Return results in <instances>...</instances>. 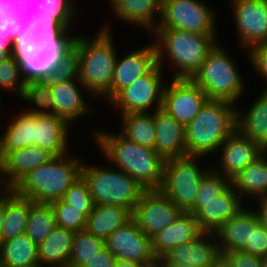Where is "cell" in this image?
Listing matches in <instances>:
<instances>
[{"label": "cell", "mask_w": 267, "mask_h": 267, "mask_svg": "<svg viewBox=\"0 0 267 267\" xmlns=\"http://www.w3.org/2000/svg\"><path fill=\"white\" fill-rule=\"evenodd\" d=\"M110 33L106 25L91 40L70 35L57 46V55L96 97L109 91L114 76L117 53Z\"/></svg>", "instance_id": "cell-1"}, {"label": "cell", "mask_w": 267, "mask_h": 267, "mask_svg": "<svg viewBox=\"0 0 267 267\" xmlns=\"http://www.w3.org/2000/svg\"><path fill=\"white\" fill-rule=\"evenodd\" d=\"M94 140L108 159L146 190L159 189L163 178L164 160L151 148L140 146L107 131H96Z\"/></svg>", "instance_id": "cell-2"}, {"label": "cell", "mask_w": 267, "mask_h": 267, "mask_svg": "<svg viewBox=\"0 0 267 267\" xmlns=\"http://www.w3.org/2000/svg\"><path fill=\"white\" fill-rule=\"evenodd\" d=\"M234 105L224 100H208L203 105L185 127L186 156L203 158L217 152L237 129V109Z\"/></svg>", "instance_id": "cell-3"}, {"label": "cell", "mask_w": 267, "mask_h": 267, "mask_svg": "<svg viewBox=\"0 0 267 267\" xmlns=\"http://www.w3.org/2000/svg\"><path fill=\"white\" fill-rule=\"evenodd\" d=\"M154 41L157 63L163 69V55L176 70L175 79H191L215 46L217 34H198L188 30L156 29ZM166 54V55H165Z\"/></svg>", "instance_id": "cell-4"}, {"label": "cell", "mask_w": 267, "mask_h": 267, "mask_svg": "<svg viewBox=\"0 0 267 267\" xmlns=\"http://www.w3.org/2000/svg\"><path fill=\"white\" fill-rule=\"evenodd\" d=\"M68 155L55 156L48 163L36 167L12 189L34 203L50 204L60 200L82 172L81 159Z\"/></svg>", "instance_id": "cell-5"}, {"label": "cell", "mask_w": 267, "mask_h": 267, "mask_svg": "<svg viewBox=\"0 0 267 267\" xmlns=\"http://www.w3.org/2000/svg\"><path fill=\"white\" fill-rule=\"evenodd\" d=\"M224 47L215 44L208 52L199 70L191 78L209 100L236 103L245 88L244 79Z\"/></svg>", "instance_id": "cell-6"}, {"label": "cell", "mask_w": 267, "mask_h": 267, "mask_svg": "<svg viewBox=\"0 0 267 267\" xmlns=\"http://www.w3.org/2000/svg\"><path fill=\"white\" fill-rule=\"evenodd\" d=\"M81 176L87 182L95 205H120L132 213L141 194L146 190L118 168L106 169L84 163Z\"/></svg>", "instance_id": "cell-7"}, {"label": "cell", "mask_w": 267, "mask_h": 267, "mask_svg": "<svg viewBox=\"0 0 267 267\" xmlns=\"http://www.w3.org/2000/svg\"><path fill=\"white\" fill-rule=\"evenodd\" d=\"M201 157L186 156L164 162L163 178L159 190L182 212H188L196 201L203 176L210 170L198 164Z\"/></svg>", "instance_id": "cell-8"}, {"label": "cell", "mask_w": 267, "mask_h": 267, "mask_svg": "<svg viewBox=\"0 0 267 267\" xmlns=\"http://www.w3.org/2000/svg\"><path fill=\"white\" fill-rule=\"evenodd\" d=\"M80 86L85 88L65 62L57 54L50 56V91L54 114L69 124L92 110L84 100Z\"/></svg>", "instance_id": "cell-9"}, {"label": "cell", "mask_w": 267, "mask_h": 267, "mask_svg": "<svg viewBox=\"0 0 267 267\" xmlns=\"http://www.w3.org/2000/svg\"><path fill=\"white\" fill-rule=\"evenodd\" d=\"M211 10L208 4L200 0H162L161 18L157 29L217 34L215 13Z\"/></svg>", "instance_id": "cell-10"}, {"label": "cell", "mask_w": 267, "mask_h": 267, "mask_svg": "<svg viewBox=\"0 0 267 267\" xmlns=\"http://www.w3.org/2000/svg\"><path fill=\"white\" fill-rule=\"evenodd\" d=\"M162 70L164 69L157 63L147 74L121 90L110 103L120 109L121 115L150 113L153 106L155 110L161 108L165 88Z\"/></svg>", "instance_id": "cell-11"}, {"label": "cell", "mask_w": 267, "mask_h": 267, "mask_svg": "<svg viewBox=\"0 0 267 267\" xmlns=\"http://www.w3.org/2000/svg\"><path fill=\"white\" fill-rule=\"evenodd\" d=\"M5 27L42 56L57 54V45L31 19L24 0H0V29Z\"/></svg>", "instance_id": "cell-12"}, {"label": "cell", "mask_w": 267, "mask_h": 267, "mask_svg": "<svg viewBox=\"0 0 267 267\" xmlns=\"http://www.w3.org/2000/svg\"><path fill=\"white\" fill-rule=\"evenodd\" d=\"M24 6L35 24L57 46L69 37L68 29L76 13L72 0H24Z\"/></svg>", "instance_id": "cell-13"}, {"label": "cell", "mask_w": 267, "mask_h": 267, "mask_svg": "<svg viewBox=\"0 0 267 267\" xmlns=\"http://www.w3.org/2000/svg\"><path fill=\"white\" fill-rule=\"evenodd\" d=\"M182 211L159 189L145 190L137 202L132 218L150 238L171 225Z\"/></svg>", "instance_id": "cell-14"}, {"label": "cell", "mask_w": 267, "mask_h": 267, "mask_svg": "<svg viewBox=\"0 0 267 267\" xmlns=\"http://www.w3.org/2000/svg\"><path fill=\"white\" fill-rule=\"evenodd\" d=\"M206 93L192 79H172L163 91L162 109L186 127L208 101Z\"/></svg>", "instance_id": "cell-15"}, {"label": "cell", "mask_w": 267, "mask_h": 267, "mask_svg": "<svg viewBox=\"0 0 267 267\" xmlns=\"http://www.w3.org/2000/svg\"><path fill=\"white\" fill-rule=\"evenodd\" d=\"M239 44L248 49L267 43V0H231Z\"/></svg>", "instance_id": "cell-16"}, {"label": "cell", "mask_w": 267, "mask_h": 267, "mask_svg": "<svg viewBox=\"0 0 267 267\" xmlns=\"http://www.w3.org/2000/svg\"><path fill=\"white\" fill-rule=\"evenodd\" d=\"M105 246L116 260L126 259L145 264L155 258L151 238L138 227L133 218L109 235Z\"/></svg>", "instance_id": "cell-17"}, {"label": "cell", "mask_w": 267, "mask_h": 267, "mask_svg": "<svg viewBox=\"0 0 267 267\" xmlns=\"http://www.w3.org/2000/svg\"><path fill=\"white\" fill-rule=\"evenodd\" d=\"M242 200L230 185L210 202H195L188 212L195 215L202 232L215 233L225 222L236 216L245 207L246 204Z\"/></svg>", "instance_id": "cell-18"}, {"label": "cell", "mask_w": 267, "mask_h": 267, "mask_svg": "<svg viewBox=\"0 0 267 267\" xmlns=\"http://www.w3.org/2000/svg\"><path fill=\"white\" fill-rule=\"evenodd\" d=\"M156 64L157 56L153 43L141 49H135L122 59L117 56L111 88L104 98L110 102L121 90L147 74Z\"/></svg>", "instance_id": "cell-19"}, {"label": "cell", "mask_w": 267, "mask_h": 267, "mask_svg": "<svg viewBox=\"0 0 267 267\" xmlns=\"http://www.w3.org/2000/svg\"><path fill=\"white\" fill-rule=\"evenodd\" d=\"M217 152L222 153L221 168L211 167L216 172L232 180L256 160L264 150L254 141L243 136L237 129L220 145ZM219 170V171H218Z\"/></svg>", "instance_id": "cell-20"}, {"label": "cell", "mask_w": 267, "mask_h": 267, "mask_svg": "<svg viewBox=\"0 0 267 267\" xmlns=\"http://www.w3.org/2000/svg\"><path fill=\"white\" fill-rule=\"evenodd\" d=\"M215 240L214 233L202 232L194 240L173 247L162 258L165 262L183 263L195 267H214L221 259Z\"/></svg>", "instance_id": "cell-21"}, {"label": "cell", "mask_w": 267, "mask_h": 267, "mask_svg": "<svg viewBox=\"0 0 267 267\" xmlns=\"http://www.w3.org/2000/svg\"><path fill=\"white\" fill-rule=\"evenodd\" d=\"M154 150L164 160L186 157L185 127L162 108L153 112Z\"/></svg>", "instance_id": "cell-22"}, {"label": "cell", "mask_w": 267, "mask_h": 267, "mask_svg": "<svg viewBox=\"0 0 267 267\" xmlns=\"http://www.w3.org/2000/svg\"><path fill=\"white\" fill-rule=\"evenodd\" d=\"M21 99L37 106V109H26L25 112L33 115L54 114V102L50 91V56H42L38 60L35 69L26 79Z\"/></svg>", "instance_id": "cell-23"}, {"label": "cell", "mask_w": 267, "mask_h": 267, "mask_svg": "<svg viewBox=\"0 0 267 267\" xmlns=\"http://www.w3.org/2000/svg\"><path fill=\"white\" fill-rule=\"evenodd\" d=\"M54 157L48 150L38 146L8 152L3 157L2 182L4 186L6 189H12L30 171L48 163Z\"/></svg>", "instance_id": "cell-24"}, {"label": "cell", "mask_w": 267, "mask_h": 267, "mask_svg": "<svg viewBox=\"0 0 267 267\" xmlns=\"http://www.w3.org/2000/svg\"><path fill=\"white\" fill-rule=\"evenodd\" d=\"M258 222L254 210L247 207H244L236 216L225 222L214 233L220 255L241 251L245 245H250L251 228Z\"/></svg>", "instance_id": "cell-25"}, {"label": "cell", "mask_w": 267, "mask_h": 267, "mask_svg": "<svg viewBox=\"0 0 267 267\" xmlns=\"http://www.w3.org/2000/svg\"><path fill=\"white\" fill-rule=\"evenodd\" d=\"M201 233L195 215L182 212L171 225L151 238L153 254L162 258L173 247L192 241Z\"/></svg>", "instance_id": "cell-26"}, {"label": "cell", "mask_w": 267, "mask_h": 267, "mask_svg": "<svg viewBox=\"0 0 267 267\" xmlns=\"http://www.w3.org/2000/svg\"><path fill=\"white\" fill-rule=\"evenodd\" d=\"M71 124L52 115H35V146L48 150L54 156L69 154L68 132Z\"/></svg>", "instance_id": "cell-27"}, {"label": "cell", "mask_w": 267, "mask_h": 267, "mask_svg": "<svg viewBox=\"0 0 267 267\" xmlns=\"http://www.w3.org/2000/svg\"><path fill=\"white\" fill-rule=\"evenodd\" d=\"M113 14L118 19L141 26L144 30L154 32L160 21L155 20L156 15L161 18L162 0H109ZM157 12V14H156ZM156 23V24H155Z\"/></svg>", "instance_id": "cell-28"}, {"label": "cell", "mask_w": 267, "mask_h": 267, "mask_svg": "<svg viewBox=\"0 0 267 267\" xmlns=\"http://www.w3.org/2000/svg\"><path fill=\"white\" fill-rule=\"evenodd\" d=\"M42 57L33 48H23L19 53L0 63V88L14 90L21 97L28 75ZM1 100V99H0Z\"/></svg>", "instance_id": "cell-29"}, {"label": "cell", "mask_w": 267, "mask_h": 267, "mask_svg": "<svg viewBox=\"0 0 267 267\" xmlns=\"http://www.w3.org/2000/svg\"><path fill=\"white\" fill-rule=\"evenodd\" d=\"M255 102L243 113L236 114L237 130L267 151V90L263 89Z\"/></svg>", "instance_id": "cell-30"}, {"label": "cell", "mask_w": 267, "mask_h": 267, "mask_svg": "<svg viewBox=\"0 0 267 267\" xmlns=\"http://www.w3.org/2000/svg\"><path fill=\"white\" fill-rule=\"evenodd\" d=\"M73 236V231L57 226L37 245L39 265L41 267H68Z\"/></svg>", "instance_id": "cell-31"}, {"label": "cell", "mask_w": 267, "mask_h": 267, "mask_svg": "<svg viewBox=\"0 0 267 267\" xmlns=\"http://www.w3.org/2000/svg\"><path fill=\"white\" fill-rule=\"evenodd\" d=\"M132 219V212L120 205H95L87 216L85 230L104 241Z\"/></svg>", "instance_id": "cell-32"}, {"label": "cell", "mask_w": 267, "mask_h": 267, "mask_svg": "<svg viewBox=\"0 0 267 267\" xmlns=\"http://www.w3.org/2000/svg\"><path fill=\"white\" fill-rule=\"evenodd\" d=\"M267 151H264L247 168L240 171L232 180L231 185L239 196L267 197ZM247 196V197H246Z\"/></svg>", "instance_id": "cell-33"}, {"label": "cell", "mask_w": 267, "mask_h": 267, "mask_svg": "<svg viewBox=\"0 0 267 267\" xmlns=\"http://www.w3.org/2000/svg\"><path fill=\"white\" fill-rule=\"evenodd\" d=\"M0 135L1 154L4 157L8 152L35 146V115L20 112L13 117L11 123Z\"/></svg>", "instance_id": "cell-34"}, {"label": "cell", "mask_w": 267, "mask_h": 267, "mask_svg": "<svg viewBox=\"0 0 267 267\" xmlns=\"http://www.w3.org/2000/svg\"><path fill=\"white\" fill-rule=\"evenodd\" d=\"M3 267H35L39 266L37 245L26 233L3 241L0 247Z\"/></svg>", "instance_id": "cell-35"}, {"label": "cell", "mask_w": 267, "mask_h": 267, "mask_svg": "<svg viewBox=\"0 0 267 267\" xmlns=\"http://www.w3.org/2000/svg\"><path fill=\"white\" fill-rule=\"evenodd\" d=\"M29 216V199L19 196L13 189L5 190V217L2 224L3 240L25 233Z\"/></svg>", "instance_id": "cell-36"}, {"label": "cell", "mask_w": 267, "mask_h": 267, "mask_svg": "<svg viewBox=\"0 0 267 267\" xmlns=\"http://www.w3.org/2000/svg\"><path fill=\"white\" fill-rule=\"evenodd\" d=\"M120 124V134L127 140L154 149L156 131L153 112L124 114Z\"/></svg>", "instance_id": "cell-37"}, {"label": "cell", "mask_w": 267, "mask_h": 267, "mask_svg": "<svg viewBox=\"0 0 267 267\" xmlns=\"http://www.w3.org/2000/svg\"><path fill=\"white\" fill-rule=\"evenodd\" d=\"M57 227L51 204L34 203L29 200V216L26 235L36 244L41 243Z\"/></svg>", "instance_id": "cell-38"}, {"label": "cell", "mask_w": 267, "mask_h": 267, "mask_svg": "<svg viewBox=\"0 0 267 267\" xmlns=\"http://www.w3.org/2000/svg\"><path fill=\"white\" fill-rule=\"evenodd\" d=\"M105 246L103 239L86 230L74 232L68 267H82Z\"/></svg>", "instance_id": "cell-39"}, {"label": "cell", "mask_w": 267, "mask_h": 267, "mask_svg": "<svg viewBox=\"0 0 267 267\" xmlns=\"http://www.w3.org/2000/svg\"><path fill=\"white\" fill-rule=\"evenodd\" d=\"M50 204L55 213L57 226L73 232L85 230L87 217L83 214V209H75L61 199Z\"/></svg>", "instance_id": "cell-40"}, {"label": "cell", "mask_w": 267, "mask_h": 267, "mask_svg": "<svg viewBox=\"0 0 267 267\" xmlns=\"http://www.w3.org/2000/svg\"><path fill=\"white\" fill-rule=\"evenodd\" d=\"M231 185V180L212 168L203 176L195 202H210Z\"/></svg>", "instance_id": "cell-41"}, {"label": "cell", "mask_w": 267, "mask_h": 267, "mask_svg": "<svg viewBox=\"0 0 267 267\" xmlns=\"http://www.w3.org/2000/svg\"><path fill=\"white\" fill-rule=\"evenodd\" d=\"M61 200L75 209H83L86 217L92 212L94 206L87 182L82 176L69 187Z\"/></svg>", "instance_id": "cell-42"}, {"label": "cell", "mask_w": 267, "mask_h": 267, "mask_svg": "<svg viewBox=\"0 0 267 267\" xmlns=\"http://www.w3.org/2000/svg\"><path fill=\"white\" fill-rule=\"evenodd\" d=\"M241 251L261 258L267 257V228L259 222L251 228L250 245H245Z\"/></svg>", "instance_id": "cell-43"}, {"label": "cell", "mask_w": 267, "mask_h": 267, "mask_svg": "<svg viewBox=\"0 0 267 267\" xmlns=\"http://www.w3.org/2000/svg\"><path fill=\"white\" fill-rule=\"evenodd\" d=\"M221 258L229 267H265L264 258L243 251L224 253Z\"/></svg>", "instance_id": "cell-44"}, {"label": "cell", "mask_w": 267, "mask_h": 267, "mask_svg": "<svg viewBox=\"0 0 267 267\" xmlns=\"http://www.w3.org/2000/svg\"><path fill=\"white\" fill-rule=\"evenodd\" d=\"M247 53L254 70L267 81V43L254 46ZM265 83L267 84V82ZM265 90H267V86H265Z\"/></svg>", "instance_id": "cell-45"}, {"label": "cell", "mask_w": 267, "mask_h": 267, "mask_svg": "<svg viewBox=\"0 0 267 267\" xmlns=\"http://www.w3.org/2000/svg\"><path fill=\"white\" fill-rule=\"evenodd\" d=\"M23 48H31L26 46L13 32L12 29L5 27L0 29V49L3 51H13L19 53Z\"/></svg>", "instance_id": "cell-46"}, {"label": "cell", "mask_w": 267, "mask_h": 267, "mask_svg": "<svg viewBox=\"0 0 267 267\" xmlns=\"http://www.w3.org/2000/svg\"><path fill=\"white\" fill-rule=\"evenodd\" d=\"M115 262V256L104 246L82 267H114Z\"/></svg>", "instance_id": "cell-47"}, {"label": "cell", "mask_w": 267, "mask_h": 267, "mask_svg": "<svg viewBox=\"0 0 267 267\" xmlns=\"http://www.w3.org/2000/svg\"><path fill=\"white\" fill-rule=\"evenodd\" d=\"M258 203L259 209L256 210L255 208L253 210L258 217L259 223L267 228V197L258 198Z\"/></svg>", "instance_id": "cell-48"}, {"label": "cell", "mask_w": 267, "mask_h": 267, "mask_svg": "<svg viewBox=\"0 0 267 267\" xmlns=\"http://www.w3.org/2000/svg\"><path fill=\"white\" fill-rule=\"evenodd\" d=\"M5 217V191L3 195L0 196V247L3 243V235H2V224Z\"/></svg>", "instance_id": "cell-49"}, {"label": "cell", "mask_w": 267, "mask_h": 267, "mask_svg": "<svg viewBox=\"0 0 267 267\" xmlns=\"http://www.w3.org/2000/svg\"><path fill=\"white\" fill-rule=\"evenodd\" d=\"M144 264L132 260L118 259L114 267H143Z\"/></svg>", "instance_id": "cell-50"}, {"label": "cell", "mask_w": 267, "mask_h": 267, "mask_svg": "<svg viewBox=\"0 0 267 267\" xmlns=\"http://www.w3.org/2000/svg\"><path fill=\"white\" fill-rule=\"evenodd\" d=\"M143 267H167L163 258L155 257L152 261L144 264Z\"/></svg>", "instance_id": "cell-51"}, {"label": "cell", "mask_w": 267, "mask_h": 267, "mask_svg": "<svg viewBox=\"0 0 267 267\" xmlns=\"http://www.w3.org/2000/svg\"><path fill=\"white\" fill-rule=\"evenodd\" d=\"M13 55H15L13 51H3L2 49H0V63L6 61Z\"/></svg>", "instance_id": "cell-52"}, {"label": "cell", "mask_w": 267, "mask_h": 267, "mask_svg": "<svg viewBox=\"0 0 267 267\" xmlns=\"http://www.w3.org/2000/svg\"><path fill=\"white\" fill-rule=\"evenodd\" d=\"M167 267H195L189 264L176 263V262H165Z\"/></svg>", "instance_id": "cell-53"}, {"label": "cell", "mask_w": 267, "mask_h": 267, "mask_svg": "<svg viewBox=\"0 0 267 267\" xmlns=\"http://www.w3.org/2000/svg\"><path fill=\"white\" fill-rule=\"evenodd\" d=\"M214 267H229L227 263L221 258Z\"/></svg>", "instance_id": "cell-54"}, {"label": "cell", "mask_w": 267, "mask_h": 267, "mask_svg": "<svg viewBox=\"0 0 267 267\" xmlns=\"http://www.w3.org/2000/svg\"><path fill=\"white\" fill-rule=\"evenodd\" d=\"M2 167H3V156L1 154V146H0V178H2Z\"/></svg>", "instance_id": "cell-55"}, {"label": "cell", "mask_w": 267, "mask_h": 267, "mask_svg": "<svg viewBox=\"0 0 267 267\" xmlns=\"http://www.w3.org/2000/svg\"><path fill=\"white\" fill-rule=\"evenodd\" d=\"M2 185V186H1ZM0 189H4V190H6V187L4 186V183L2 182V178H0ZM1 191V190H0ZM2 194H0V196H1Z\"/></svg>", "instance_id": "cell-56"}, {"label": "cell", "mask_w": 267, "mask_h": 267, "mask_svg": "<svg viewBox=\"0 0 267 267\" xmlns=\"http://www.w3.org/2000/svg\"><path fill=\"white\" fill-rule=\"evenodd\" d=\"M265 267H267V257L264 258Z\"/></svg>", "instance_id": "cell-57"}, {"label": "cell", "mask_w": 267, "mask_h": 267, "mask_svg": "<svg viewBox=\"0 0 267 267\" xmlns=\"http://www.w3.org/2000/svg\"><path fill=\"white\" fill-rule=\"evenodd\" d=\"M0 267H3V266H2L1 254H0Z\"/></svg>", "instance_id": "cell-58"}]
</instances>
